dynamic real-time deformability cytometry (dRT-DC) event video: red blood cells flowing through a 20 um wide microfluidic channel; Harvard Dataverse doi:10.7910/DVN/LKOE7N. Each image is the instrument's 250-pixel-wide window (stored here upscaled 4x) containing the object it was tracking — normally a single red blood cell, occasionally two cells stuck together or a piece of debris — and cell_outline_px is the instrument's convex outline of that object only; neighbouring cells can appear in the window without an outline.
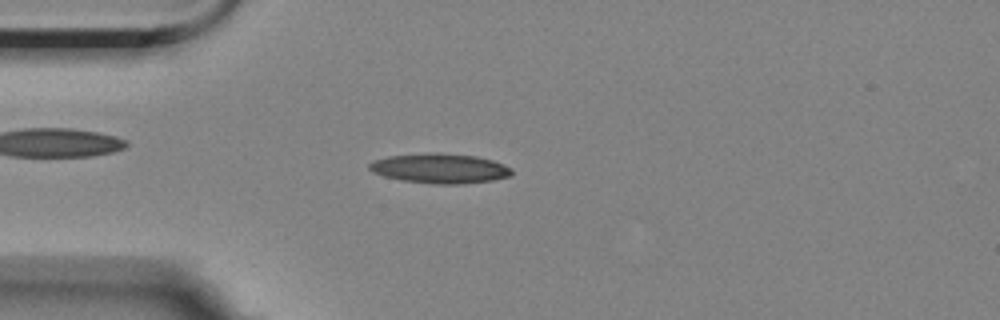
{"species": "Egyptian fruit bat (a non-hibernating species)", "species_latin": "Rousettus aegyptiacus", "temperature_condition": "room temperature", "stored_images_in_passage": 5, "camera_frame_rate_fps": 3000, "um_per_image_px": 0.085, "animal": {"sex": "female"}, "frame": {"image": 1, "passage_image": 5, "time_ms": 4.667, "image_size_px": [1000, 320], "cell_outline_px": [[512, 176], [492, 180], [464, 184], [436, 184], [404, 180], [384, 176], [372, 172], [368, 168], [368, 164], [372, 160], [388, 156], [424, 152], [440, 152], [476, 156], [492, 160], [504, 164], [512, 168]], "centroid_in_image_um": [37.39, 14.3], "position_along_channel_um": 47.6, "area_um2": 25.03}}